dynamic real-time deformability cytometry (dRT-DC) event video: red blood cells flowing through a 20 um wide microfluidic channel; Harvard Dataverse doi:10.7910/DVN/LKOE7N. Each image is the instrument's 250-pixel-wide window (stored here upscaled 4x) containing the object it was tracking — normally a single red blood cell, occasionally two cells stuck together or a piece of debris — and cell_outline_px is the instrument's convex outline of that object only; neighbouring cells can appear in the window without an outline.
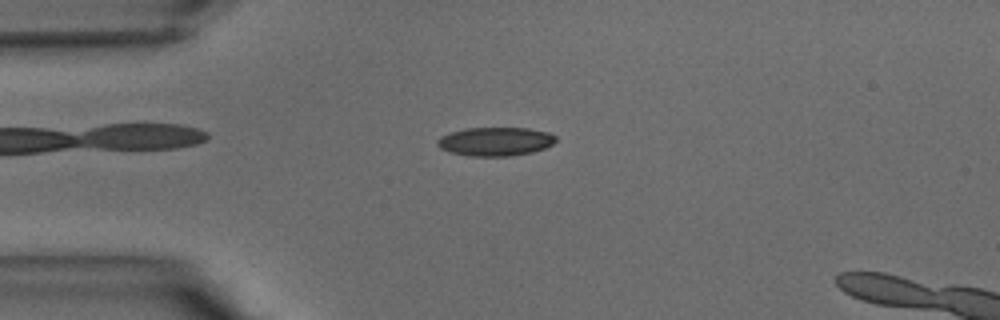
{"species": "common noctule bat (a hibernating species)", "species_latin": "Nyctalus noctula", "temperature_condition": "warm", "stored_images_in_passage": 8, "camera_frame_rate_fps": 3000, "um_per_image_px": 0.085, "animal": {"sex": "male", "body_mass_g": 15.6}, "frame": {"image": 1, "passage_image": 5, "time_ms": 1.333, "image_size_px": [1000, 320], "cell_outline_px": [[556, 140], [552, 144], [544, 148], [532, 152], [512, 156], [468, 156], [448, 152], [440, 148], [436, 144], [436, 140], [440, 136], [464, 128], [528, 128], [548, 132], [556, 136]], "centroid_in_image_um": [42.07, 12.03], "position_along_channel_um": 42.9, "area_um2": 19.94}}